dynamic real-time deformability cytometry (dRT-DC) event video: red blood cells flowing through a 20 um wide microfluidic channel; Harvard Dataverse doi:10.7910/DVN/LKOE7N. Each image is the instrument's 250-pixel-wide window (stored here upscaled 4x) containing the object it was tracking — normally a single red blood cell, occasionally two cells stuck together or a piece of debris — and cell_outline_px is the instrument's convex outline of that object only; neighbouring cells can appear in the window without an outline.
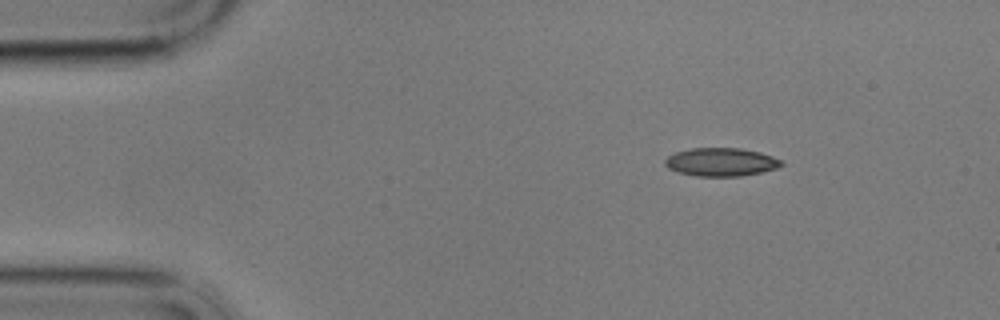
{"species": "common noctule bat (a hibernating species)", "species_latin": "Nyctalus noctula", "temperature_condition": "cold", "stored_images_in_passage": 51, "camera_frame_rate_fps": 3000, "um_per_image_px": 0.085, "animal": {"sex": "male", "body_mass_g": 17.9}, "frame": {"image": 1, "passage_image": 1, "time_ms": 0.0, "image_size_px": [1000, 320], "cell_outline_px": [[784, 164], [776, 168], [760, 172], [740, 176], [696, 176], [676, 172], [668, 168], [664, 164], [664, 160], [668, 156], [676, 152], [692, 148], [740, 148], [760, 152], [772, 156], [780, 160]], "centroid_in_image_um": [61.25, 13.77], "position_along_channel_um": 23.7, "area_um2": 19.13}}
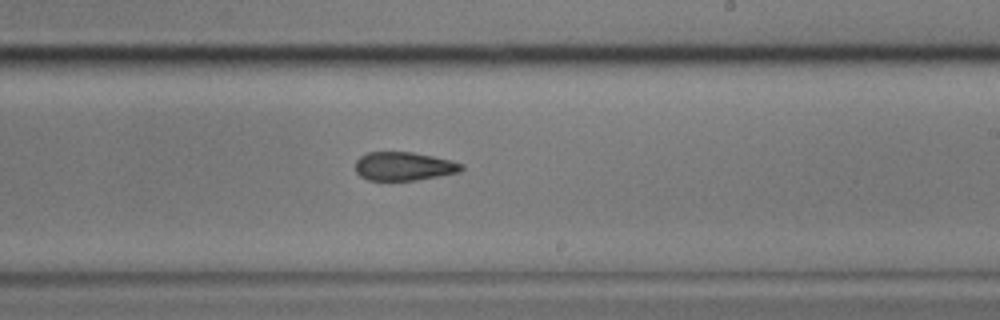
{"frame": {"image": 2, "passage_image": 27, "time_ms": 8.667, "image_size_px": [1000, 320], "cell_outline_px": [[464, 168], [460, 172], [416, 180], [368, 180], [360, 176], [356, 172], [356, 160], [360, 156], [368, 152], [412, 152], [432, 156], [464, 164]], "centroid_in_image_um": [34.32, 14.13], "position_along_channel_um": 254.7, "area_um2": 17.57}}
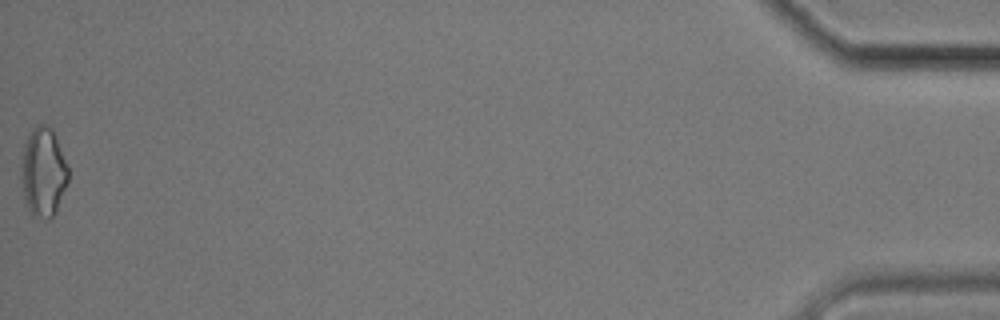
{"frame": {"image": 3, "passage_image": 51, "time_ms": 16.667, "image_size_px": [1000, 320], "cell_outline_px": [[68, 180], [56, 212], [48, 220], [32, 216], [24, 200], [20, 176], [20, 168], [24, 144], [32, 128], [40, 124], [44, 124], [52, 128], [56, 136], [68, 168]], "centroid_in_image_um": [3.65, 14.65], "position_along_channel_um": 431.5, "area_um2": 24.62}, "authors_computed_cell_mechanics": {"area_um2": 19.3052, "velocity_mm_per_s": 3.4287, "shape_relaxation_time_tau1_ms": null, "shape_relaxation_time_tau2_ms": 5.175, "deformation_change_tau1": null, "deformation_change_tau2": 0.1262}}